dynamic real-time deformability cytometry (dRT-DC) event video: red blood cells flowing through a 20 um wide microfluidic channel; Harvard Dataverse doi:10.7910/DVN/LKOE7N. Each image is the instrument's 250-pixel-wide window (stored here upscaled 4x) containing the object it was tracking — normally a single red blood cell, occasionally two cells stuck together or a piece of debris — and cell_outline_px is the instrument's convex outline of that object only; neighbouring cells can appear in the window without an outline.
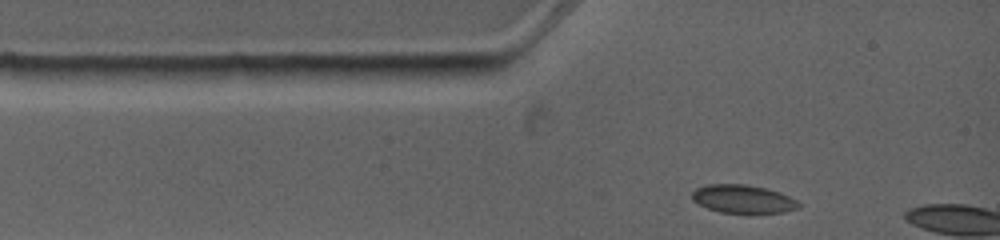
{"species": "common noctule bat (a hibernating species)", "species_latin": "Nyctalus noctula", "temperature_condition": "warm", "stored_images_in_passage": 2, "camera_frame_rate_fps": 4500, "um_per_image_px": 0.085, "animal": {"sex": "female", "body_mass_g": 19.0, "forearm_length_mm": 53.3}, "frame": {"image": 1, "passage_image": 1, "time_ms": 0.0, "image_size_px": [1000, 240], "cell_outline_px": [[800, 208], [784, 212], [720, 212], [708, 208], [692, 200], [692, 192], [696, 188], [708, 184], [744, 184], [764, 188], [780, 192], [796, 200], [800, 204]], "centroid_in_image_um": [63.15, 16.9], "position_along_channel_um": 21.9, "area_um2": 17.28}}